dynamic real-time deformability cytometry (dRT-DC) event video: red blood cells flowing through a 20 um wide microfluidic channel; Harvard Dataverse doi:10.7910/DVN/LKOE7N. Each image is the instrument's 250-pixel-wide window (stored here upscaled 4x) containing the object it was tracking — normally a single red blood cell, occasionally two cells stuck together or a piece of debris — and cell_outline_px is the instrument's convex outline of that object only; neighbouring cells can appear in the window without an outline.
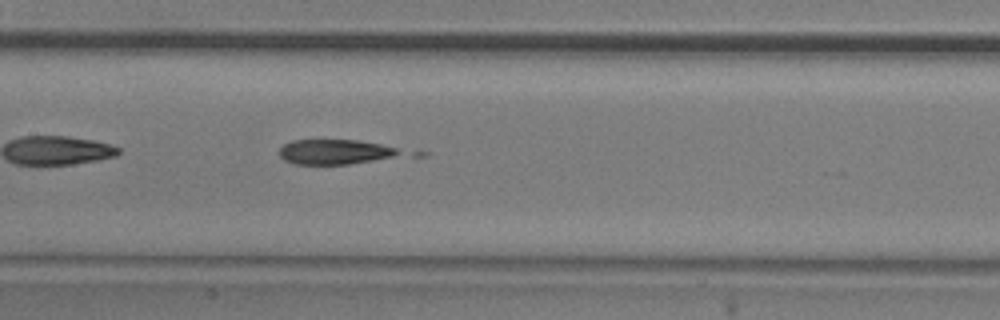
{"species": "common noctule bat (a hibernating species)", "species_latin": "Nyctalus noctula", "temperature_condition": "room temperature", "stored_images_in_passage": 34, "camera_frame_rate_fps": 3000, "um_per_image_px": 0.085, "animal": {"sex": "male", "body_mass_g": 20.5, "forearm_length_mm": 52.5}, "frame": {"image": 1, "passage_image": 11, "time_ms": 3.333, "image_size_px": [1000, 320], "cell_outline_px": [[404, 152], [392, 156], [372, 160], [348, 164], [296, 164], [284, 160], [280, 156], [280, 148], [284, 144], [292, 140], [356, 140], [380, 144], [396, 148]], "centroid_in_image_um": [28.42, 12.9], "position_along_channel_um": 179.0, "area_um2": 17.17}}